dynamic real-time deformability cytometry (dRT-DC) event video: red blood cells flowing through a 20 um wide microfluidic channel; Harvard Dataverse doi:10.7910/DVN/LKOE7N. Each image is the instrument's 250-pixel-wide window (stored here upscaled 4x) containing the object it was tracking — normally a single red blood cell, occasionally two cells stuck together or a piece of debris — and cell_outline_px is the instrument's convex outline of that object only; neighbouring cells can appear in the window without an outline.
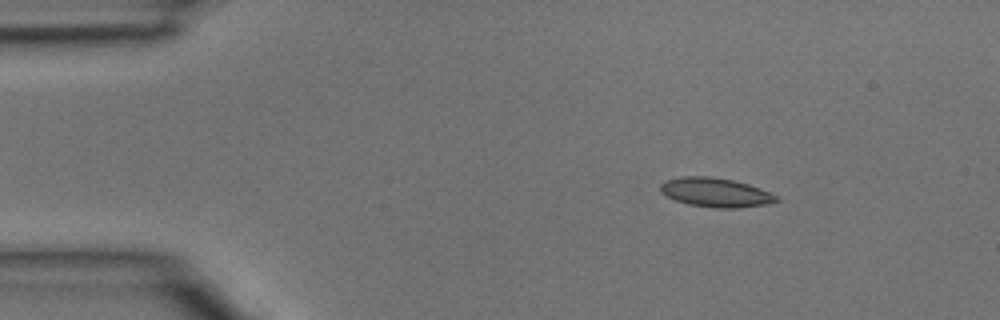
{"species": "common noctule bat (a hibernating species)", "species_latin": "Nyctalus noctula", "temperature_condition": "room temperature", "stored_images_in_passage": 3, "camera_frame_rate_fps": 3000, "um_per_image_px": 0.085, "animal": {"sex": "male", "body_mass_g": 15.6}, "frame": {"image": 1, "passage_image": 1, "time_ms": 0.0, "image_size_px": [1000, 320], "cell_outline_px": [[780, 200], [764, 204], [736, 208], [716, 208], [688, 204], [676, 200], [660, 192], [660, 184], [664, 180], [680, 176], [708, 176], [732, 180], [748, 184], [780, 196]], "centroid_in_image_um": [60.8, 16.35], "position_along_channel_um": 24.2, "area_um2": 19.65}}